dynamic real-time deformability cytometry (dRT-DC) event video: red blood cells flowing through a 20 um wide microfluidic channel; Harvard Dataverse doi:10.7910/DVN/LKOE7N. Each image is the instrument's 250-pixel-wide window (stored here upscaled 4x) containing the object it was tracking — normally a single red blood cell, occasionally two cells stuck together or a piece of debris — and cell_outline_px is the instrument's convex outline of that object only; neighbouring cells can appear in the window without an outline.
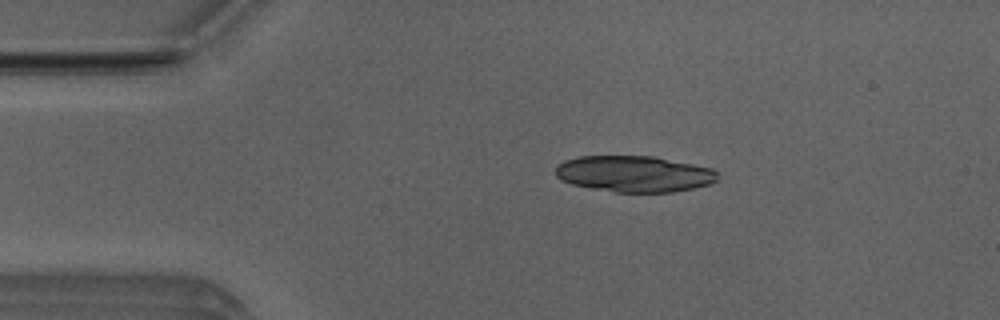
{"species": "Egyptian fruit bat (a non-hibernating species)", "species_latin": "Rousettus aegyptiacus", "temperature_condition": "room temperature", "stored_images_in_passage": 4, "camera_frame_rate_fps": 3000, "um_per_image_px": 0.085, "animal": {"sex": "male"}, "frame": {"image": 1, "passage_image": 1, "time_ms": 0.0, "image_size_px": [1000, 320], "cell_outline_px": [[716, 180], [708, 184], [692, 188], [672, 192], [616, 192], [572, 184], [560, 180], [556, 176], [556, 168], [564, 160], [580, 156], [656, 156], [712, 168], [716, 172]], "centroid_in_image_um": [53.89, 14.77], "position_along_channel_um": 31.1, "area_um2": 33.99}}